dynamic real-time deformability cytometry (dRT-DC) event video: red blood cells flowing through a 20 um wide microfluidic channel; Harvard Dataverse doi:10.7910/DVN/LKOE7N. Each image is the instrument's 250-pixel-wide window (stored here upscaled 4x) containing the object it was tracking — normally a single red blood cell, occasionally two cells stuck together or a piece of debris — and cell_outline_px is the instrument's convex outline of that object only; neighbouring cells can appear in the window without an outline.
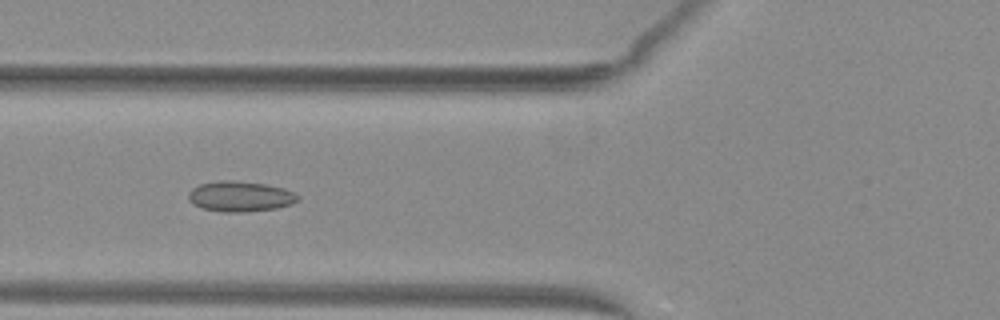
{"species": "common noctule bat (a hibernating species)", "species_latin": "Nyctalus noctula", "temperature_condition": "warm", "stored_images_in_passage": 51, "camera_frame_rate_fps": 3000, "um_per_image_px": 0.085, "animal": {"sex": "female", "body_mass_g": 29.2, "forearm_length_mm": 56.3}, "frame": {"image": 1, "passage_image": 20, "time_ms": 6.333, "image_size_px": [1000, 320], "cell_outline_px": [[300, 200], [292, 204], [276, 208], [240, 212], [220, 212], [204, 208], [192, 204], [188, 200], [188, 192], [192, 188], [200, 184], [220, 180], [232, 180], [264, 184], [284, 188], [300, 196]], "centroid_in_image_um": [20.4, 16.69], "position_along_channel_um": 105.4, "area_um2": 19.42}}
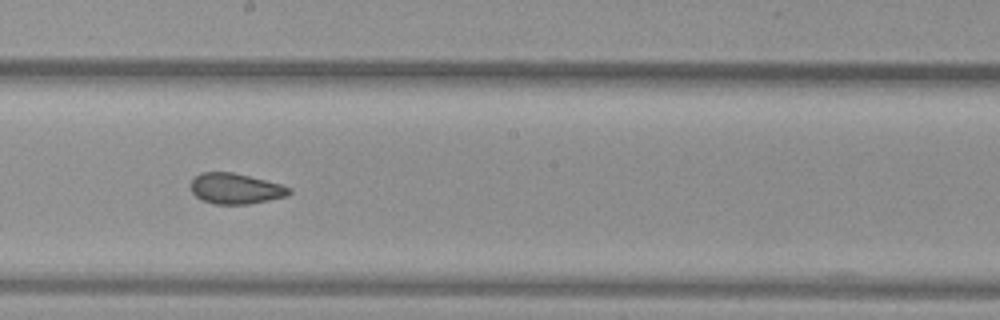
{"frame": {"image": 2, "passage_image": 29, "time_ms": 9.333, "image_size_px": [1000, 320], "cell_outline_px": [[292, 192], [288, 196], [248, 204], [216, 204], [200, 200], [192, 192], [192, 180], [200, 172], [232, 172], [280, 184], [292, 188]], "centroid_in_image_um": [20.03, 16.04], "position_along_channel_um": 228.2, "area_um2": 17.46}}
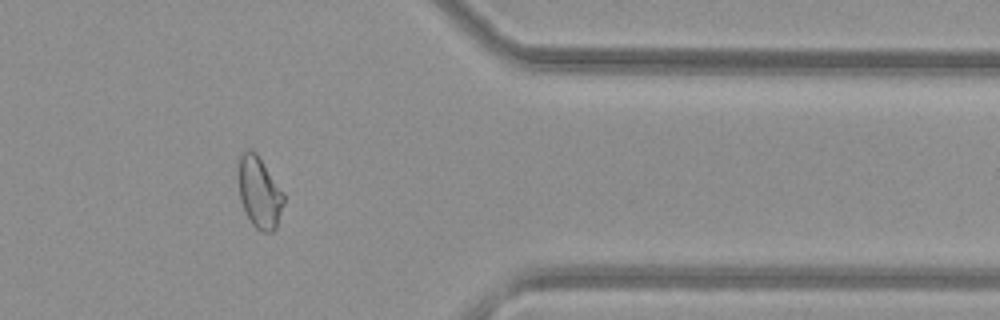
{"frame": {"image": 3, "passage_image": 42, "time_ms": 13.667, "image_size_px": [1000, 320], "cell_outline_px": [[284, 204], [276, 228], [272, 232], [260, 232], [252, 224], [244, 212], [240, 200], [236, 172], [240, 156], [248, 148], [252, 148], [256, 152], [284, 192]], "centroid_in_image_um": [22.02, 16.34], "position_along_channel_um": 389.4, "area_um2": 19.42}, "authors_computed_cell_mechanics": {"area_um2": 19.4786, "velocity_mm_per_s": 4.0866, "shape_relaxation_time_tau1_ms": null, "shape_relaxation_time_tau2_ms": 1.488, "deformation_change_tau1": null, "deformation_change_tau2": 0.0612}}